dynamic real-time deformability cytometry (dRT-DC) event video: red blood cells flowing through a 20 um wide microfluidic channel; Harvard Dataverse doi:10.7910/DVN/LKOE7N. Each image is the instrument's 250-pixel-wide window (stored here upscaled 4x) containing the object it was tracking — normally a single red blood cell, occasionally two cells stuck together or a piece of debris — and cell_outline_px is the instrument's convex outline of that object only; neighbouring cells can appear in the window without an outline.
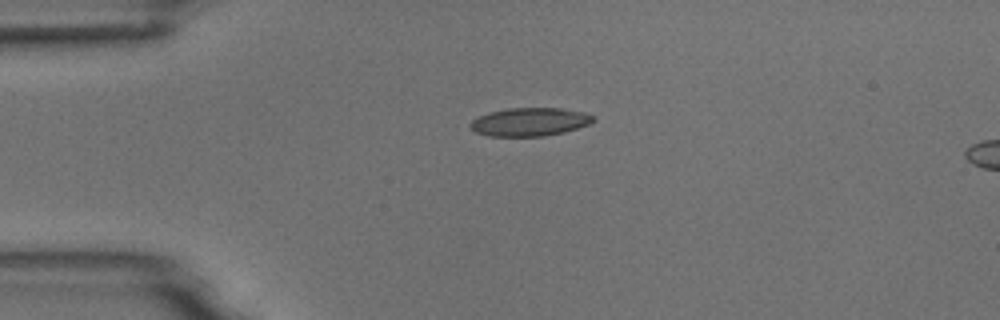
{"species": "common noctule bat (a hibernating species)", "species_latin": "Nyctalus noctula", "temperature_condition": "room temperature", "stored_images_in_passage": 2, "camera_frame_rate_fps": 3000, "um_per_image_px": 0.085, "animal": {"sex": "male", "body_mass_g": 18.8}, "frame": {"image": 1, "passage_image": 1, "time_ms": 0.0, "image_size_px": [1000, 320], "cell_outline_px": [[596, 120], [588, 124], [564, 132], [544, 136], [488, 136], [476, 132], [468, 124], [472, 120], [488, 112], [508, 108], [560, 108], [584, 112], [596, 116]], "centroid_in_image_um": [45.04, 10.35], "position_along_channel_um": 40.0, "area_um2": 20.29}}